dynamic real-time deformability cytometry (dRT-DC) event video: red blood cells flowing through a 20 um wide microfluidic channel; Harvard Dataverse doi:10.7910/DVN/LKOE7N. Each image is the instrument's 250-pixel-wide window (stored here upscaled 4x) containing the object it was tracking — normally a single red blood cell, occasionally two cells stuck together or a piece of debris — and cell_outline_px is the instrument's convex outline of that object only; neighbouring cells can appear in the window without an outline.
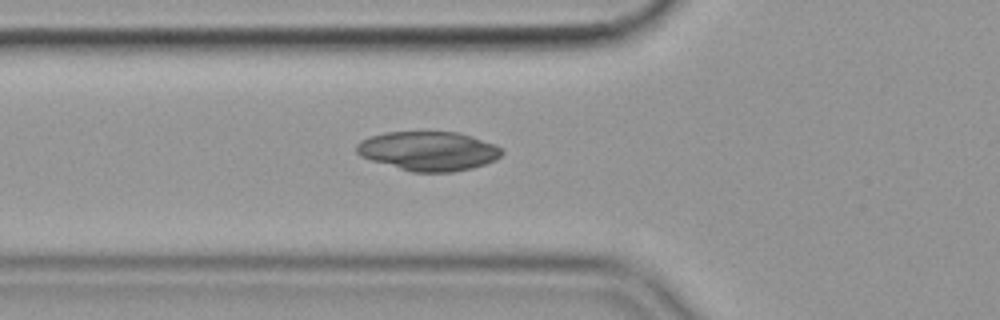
{"species": "common noctule bat (a hibernating species)", "species_latin": "Nyctalus noctula", "temperature_condition": "cold", "stored_images_in_passage": 38, "camera_frame_rate_fps": 3000, "um_per_image_px": 0.085, "animal": {"sex": "female", "body_mass_g": 19.9}, "frame": {"image": 1, "passage_image": 2, "time_ms": 0.333, "image_size_px": [1000, 320], "cell_outline_px": [[504, 152], [496, 160], [472, 168], [452, 172], [412, 172], [372, 160], [360, 156], [356, 152], [356, 144], [360, 140], [384, 132], [456, 132], [472, 136], [496, 144], [504, 148]], "centroid_in_image_um": [36.45, 12.83], "position_along_channel_um": 89.3, "area_um2": 33.29}}
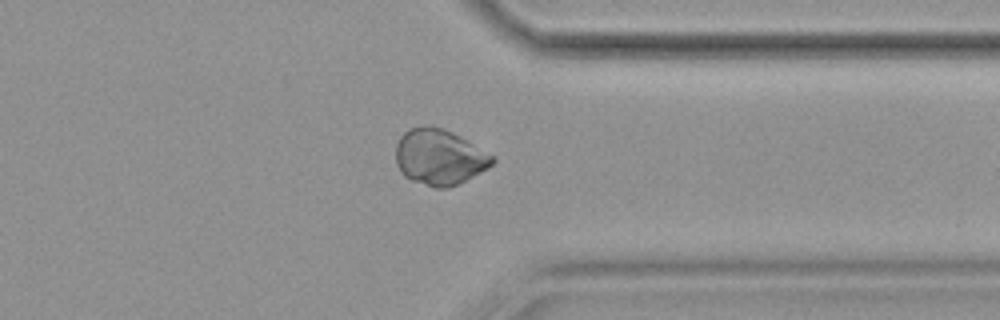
{"frame": {"image": 2, "passage_image": 26, "time_ms": 8.333, "image_size_px": [1000, 320], "cell_outline_px": [[496, 160], [488, 168], [448, 188], [436, 188], [412, 180], [404, 176], [400, 172], [396, 164], [396, 144], [400, 136], [408, 128], [424, 124], [432, 124], [444, 128], [460, 136], [496, 156]], "centroid_in_image_um": [37.33, 13.31], "position_along_channel_um": 374.1, "area_um2": 31.73}}
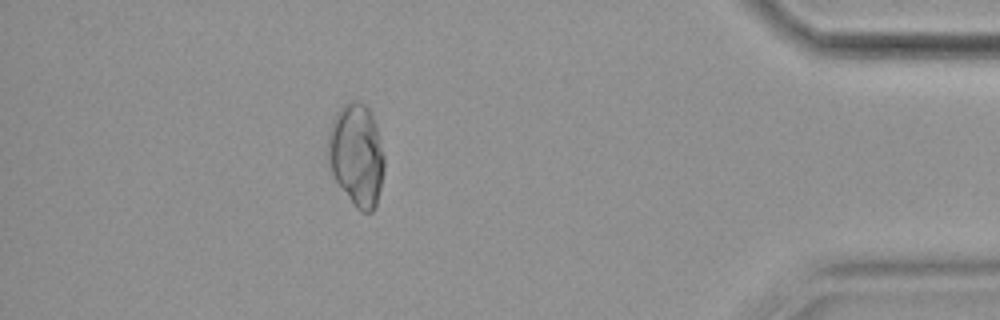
{"frame": {"image": 3, "passage_image": 32, "time_ms": 10.333, "image_size_px": [1000, 320], "cell_outline_px": [[384, 172], [376, 204], [372, 212], [360, 212], [352, 204], [328, 168], [324, 152], [328, 132], [332, 120], [336, 112], [348, 100], [356, 100], [364, 104], [368, 108], [372, 116], [376, 128], [384, 156]], "centroid_in_image_um": [30.24, 13.16], "position_along_channel_um": 405.0, "area_um2": 34.16}}